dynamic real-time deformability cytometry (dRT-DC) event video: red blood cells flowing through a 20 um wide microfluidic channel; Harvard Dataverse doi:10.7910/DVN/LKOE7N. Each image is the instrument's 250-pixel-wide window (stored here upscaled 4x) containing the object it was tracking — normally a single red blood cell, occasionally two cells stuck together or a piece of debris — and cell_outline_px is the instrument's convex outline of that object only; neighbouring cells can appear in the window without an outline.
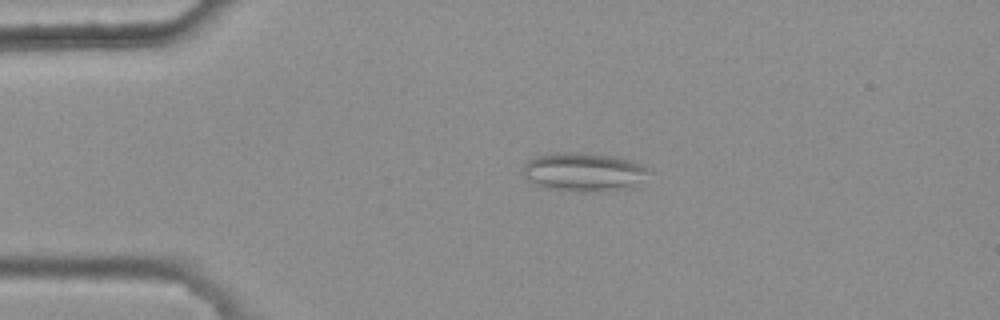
{"species": "common noctule bat (a hibernating species)", "species_latin": "Nyctalus noctula", "temperature_condition": "warm", "stored_images_in_passage": 3, "camera_frame_rate_fps": 3000, "um_per_image_px": 0.085, "animal": {"sex": "female", "body_mass_g": 25.1}, "frame": {"image": 1, "passage_image": 2, "time_ms": 0.333, "image_size_px": [1000, 320], "cell_outline_px": [[644, 168], [632, 188], [616, 192], [580, 192], [544, 188], [528, 180], [524, 176], [524, 164], [528, 160], [536, 156], [564, 152], [572, 152], [612, 156], [644, 164]], "centroid_in_image_um": [49.53, 14.65], "position_along_channel_um": 35.5, "area_um2": 27.92}}